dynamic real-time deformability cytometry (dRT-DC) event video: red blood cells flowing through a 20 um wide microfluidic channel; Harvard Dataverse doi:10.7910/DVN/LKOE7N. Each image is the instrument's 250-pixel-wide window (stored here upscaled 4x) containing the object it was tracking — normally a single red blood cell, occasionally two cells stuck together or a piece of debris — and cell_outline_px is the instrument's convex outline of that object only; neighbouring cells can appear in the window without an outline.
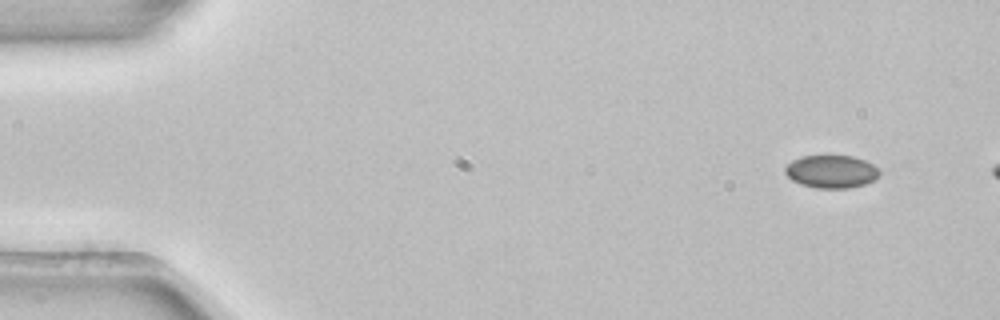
{"species": "common noctule bat (a hibernating species)", "species_latin": "Nyctalus noctula", "temperature_condition": "room temperature", "stored_images_in_passage": 3, "camera_frame_rate_fps": 3000, "um_per_image_px": 0.085, "animal": {"sex": "female", "body_mass_g": 22.7, "forearm_length_mm": 54.2}, "frame": {"image": 1, "passage_image": 1, "time_ms": 0.0, "image_size_px": [1000, 320], "cell_outline_px": [[880, 176], [876, 180], [864, 184], [848, 188], [816, 188], [800, 184], [792, 180], [784, 172], [784, 168], [792, 160], [800, 156], [852, 156], [864, 160], [872, 164], [880, 172]], "centroid_in_image_um": [70.66, 14.59], "position_along_channel_um": 14.3, "area_um2": 18.09}}